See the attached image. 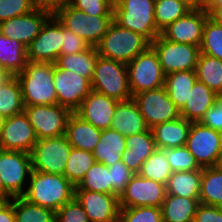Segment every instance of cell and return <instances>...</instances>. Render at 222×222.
<instances>
[{
    "label": "cell",
    "instance_id": "6da1fadb",
    "mask_svg": "<svg viewBox=\"0 0 222 222\" xmlns=\"http://www.w3.org/2000/svg\"><path fill=\"white\" fill-rule=\"evenodd\" d=\"M23 198L57 212L75 196V185L64 175L31 171Z\"/></svg>",
    "mask_w": 222,
    "mask_h": 222
},
{
    "label": "cell",
    "instance_id": "7a4b0ae2",
    "mask_svg": "<svg viewBox=\"0 0 222 222\" xmlns=\"http://www.w3.org/2000/svg\"><path fill=\"white\" fill-rule=\"evenodd\" d=\"M15 77L25 106L57 104L53 63L28 61L24 70Z\"/></svg>",
    "mask_w": 222,
    "mask_h": 222
},
{
    "label": "cell",
    "instance_id": "3957f363",
    "mask_svg": "<svg viewBox=\"0 0 222 222\" xmlns=\"http://www.w3.org/2000/svg\"><path fill=\"white\" fill-rule=\"evenodd\" d=\"M150 43L143 35L123 28L113 21L95 47L99 56L127 65L145 51Z\"/></svg>",
    "mask_w": 222,
    "mask_h": 222
},
{
    "label": "cell",
    "instance_id": "277c9868",
    "mask_svg": "<svg viewBox=\"0 0 222 222\" xmlns=\"http://www.w3.org/2000/svg\"><path fill=\"white\" fill-rule=\"evenodd\" d=\"M154 4L155 0H114L113 21L152 42L160 35L154 18Z\"/></svg>",
    "mask_w": 222,
    "mask_h": 222
},
{
    "label": "cell",
    "instance_id": "5b68a950",
    "mask_svg": "<svg viewBox=\"0 0 222 222\" xmlns=\"http://www.w3.org/2000/svg\"><path fill=\"white\" fill-rule=\"evenodd\" d=\"M91 88L93 91L117 101L132 99L127 65L98 56L94 66Z\"/></svg>",
    "mask_w": 222,
    "mask_h": 222
},
{
    "label": "cell",
    "instance_id": "8992f818",
    "mask_svg": "<svg viewBox=\"0 0 222 222\" xmlns=\"http://www.w3.org/2000/svg\"><path fill=\"white\" fill-rule=\"evenodd\" d=\"M53 15L67 29L81 37L90 46H96L113 22V16H94L72 7L69 3Z\"/></svg>",
    "mask_w": 222,
    "mask_h": 222
},
{
    "label": "cell",
    "instance_id": "52a82bcc",
    "mask_svg": "<svg viewBox=\"0 0 222 222\" xmlns=\"http://www.w3.org/2000/svg\"><path fill=\"white\" fill-rule=\"evenodd\" d=\"M31 171L29 153L0 149V175L4 184L5 200L23 196L26 191L24 185L27 188Z\"/></svg>",
    "mask_w": 222,
    "mask_h": 222
},
{
    "label": "cell",
    "instance_id": "ba28073f",
    "mask_svg": "<svg viewBox=\"0 0 222 222\" xmlns=\"http://www.w3.org/2000/svg\"><path fill=\"white\" fill-rule=\"evenodd\" d=\"M132 97L165 85V74L154 49L149 46L127 64Z\"/></svg>",
    "mask_w": 222,
    "mask_h": 222
},
{
    "label": "cell",
    "instance_id": "9c48e42d",
    "mask_svg": "<svg viewBox=\"0 0 222 222\" xmlns=\"http://www.w3.org/2000/svg\"><path fill=\"white\" fill-rule=\"evenodd\" d=\"M71 149L66 135L39 139L30 153L32 170L64 175Z\"/></svg>",
    "mask_w": 222,
    "mask_h": 222
},
{
    "label": "cell",
    "instance_id": "30bf717a",
    "mask_svg": "<svg viewBox=\"0 0 222 222\" xmlns=\"http://www.w3.org/2000/svg\"><path fill=\"white\" fill-rule=\"evenodd\" d=\"M150 46L156 52L165 75L175 71L196 70L199 46L169 41L161 35Z\"/></svg>",
    "mask_w": 222,
    "mask_h": 222
},
{
    "label": "cell",
    "instance_id": "8fae6325",
    "mask_svg": "<svg viewBox=\"0 0 222 222\" xmlns=\"http://www.w3.org/2000/svg\"><path fill=\"white\" fill-rule=\"evenodd\" d=\"M149 129L181 117L180 109L168 96L165 86L132 97Z\"/></svg>",
    "mask_w": 222,
    "mask_h": 222
},
{
    "label": "cell",
    "instance_id": "7c38bea8",
    "mask_svg": "<svg viewBox=\"0 0 222 222\" xmlns=\"http://www.w3.org/2000/svg\"><path fill=\"white\" fill-rule=\"evenodd\" d=\"M24 112L38 140L65 135L72 114L71 110L59 104L25 106Z\"/></svg>",
    "mask_w": 222,
    "mask_h": 222
},
{
    "label": "cell",
    "instance_id": "4fadbf2b",
    "mask_svg": "<svg viewBox=\"0 0 222 222\" xmlns=\"http://www.w3.org/2000/svg\"><path fill=\"white\" fill-rule=\"evenodd\" d=\"M185 146L201 168L214 167L222 152V132L192 122Z\"/></svg>",
    "mask_w": 222,
    "mask_h": 222
},
{
    "label": "cell",
    "instance_id": "5bb4252c",
    "mask_svg": "<svg viewBox=\"0 0 222 222\" xmlns=\"http://www.w3.org/2000/svg\"><path fill=\"white\" fill-rule=\"evenodd\" d=\"M53 80L57 104L75 112L92 91L91 82L81 75L53 64Z\"/></svg>",
    "mask_w": 222,
    "mask_h": 222
},
{
    "label": "cell",
    "instance_id": "9a60e30c",
    "mask_svg": "<svg viewBox=\"0 0 222 222\" xmlns=\"http://www.w3.org/2000/svg\"><path fill=\"white\" fill-rule=\"evenodd\" d=\"M166 185L135 174L119 196L120 208L150 206L161 208Z\"/></svg>",
    "mask_w": 222,
    "mask_h": 222
},
{
    "label": "cell",
    "instance_id": "2e32d148",
    "mask_svg": "<svg viewBox=\"0 0 222 222\" xmlns=\"http://www.w3.org/2000/svg\"><path fill=\"white\" fill-rule=\"evenodd\" d=\"M62 24L52 15L43 25L40 33L26 47L27 59L32 62L55 64L61 55Z\"/></svg>",
    "mask_w": 222,
    "mask_h": 222
},
{
    "label": "cell",
    "instance_id": "e0dca14e",
    "mask_svg": "<svg viewBox=\"0 0 222 222\" xmlns=\"http://www.w3.org/2000/svg\"><path fill=\"white\" fill-rule=\"evenodd\" d=\"M38 139L34 128L23 111L6 117L0 132V149L31 153Z\"/></svg>",
    "mask_w": 222,
    "mask_h": 222
},
{
    "label": "cell",
    "instance_id": "ac0fdd59",
    "mask_svg": "<svg viewBox=\"0 0 222 222\" xmlns=\"http://www.w3.org/2000/svg\"><path fill=\"white\" fill-rule=\"evenodd\" d=\"M208 17V13L202 7L193 8L163 29L160 35L169 41L200 46Z\"/></svg>",
    "mask_w": 222,
    "mask_h": 222
},
{
    "label": "cell",
    "instance_id": "d6986e66",
    "mask_svg": "<svg viewBox=\"0 0 222 222\" xmlns=\"http://www.w3.org/2000/svg\"><path fill=\"white\" fill-rule=\"evenodd\" d=\"M52 15L48 10L35 8L30 13L1 22L0 33L27 47Z\"/></svg>",
    "mask_w": 222,
    "mask_h": 222
},
{
    "label": "cell",
    "instance_id": "ffe728a7",
    "mask_svg": "<svg viewBox=\"0 0 222 222\" xmlns=\"http://www.w3.org/2000/svg\"><path fill=\"white\" fill-rule=\"evenodd\" d=\"M74 197L84 208L89 222H118L119 196L90 190H75Z\"/></svg>",
    "mask_w": 222,
    "mask_h": 222
},
{
    "label": "cell",
    "instance_id": "44dd1931",
    "mask_svg": "<svg viewBox=\"0 0 222 222\" xmlns=\"http://www.w3.org/2000/svg\"><path fill=\"white\" fill-rule=\"evenodd\" d=\"M119 101L91 91L75 113L100 130L111 128V122Z\"/></svg>",
    "mask_w": 222,
    "mask_h": 222
},
{
    "label": "cell",
    "instance_id": "7402d4cb",
    "mask_svg": "<svg viewBox=\"0 0 222 222\" xmlns=\"http://www.w3.org/2000/svg\"><path fill=\"white\" fill-rule=\"evenodd\" d=\"M125 145L121 160L135 174L139 173L142 163L157 149L151 129L127 136Z\"/></svg>",
    "mask_w": 222,
    "mask_h": 222
},
{
    "label": "cell",
    "instance_id": "603a6c76",
    "mask_svg": "<svg viewBox=\"0 0 222 222\" xmlns=\"http://www.w3.org/2000/svg\"><path fill=\"white\" fill-rule=\"evenodd\" d=\"M111 129L117 130L121 135L127 137L142 133L149 128L136 102L129 99L118 102L111 122Z\"/></svg>",
    "mask_w": 222,
    "mask_h": 222
},
{
    "label": "cell",
    "instance_id": "cb8c5ba5",
    "mask_svg": "<svg viewBox=\"0 0 222 222\" xmlns=\"http://www.w3.org/2000/svg\"><path fill=\"white\" fill-rule=\"evenodd\" d=\"M65 135L72 148L92 152L100 140L101 130L72 112Z\"/></svg>",
    "mask_w": 222,
    "mask_h": 222
},
{
    "label": "cell",
    "instance_id": "d4e9b609",
    "mask_svg": "<svg viewBox=\"0 0 222 222\" xmlns=\"http://www.w3.org/2000/svg\"><path fill=\"white\" fill-rule=\"evenodd\" d=\"M218 98L219 96L207 85L196 80L185 105L180 109V115L188 121L199 122Z\"/></svg>",
    "mask_w": 222,
    "mask_h": 222
},
{
    "label": "cell",
    "instance_id": "484cf974",
    "mask_svg": "<svg viewBox=\"0 0 222 222\" xmlns=\"http://www.w3.org/2000/svg\"><path fill=\"white\" fill-rule=\"evenodd\" d=\"M191 123V121L180 117L151 128L156 147L158 149H166L186 145Z\"/></svg>",
    "mask_w": 222,
    "mask_h": 222
},
{
    "label": "cell",
    "instance_id": "4316f807",
    "mask_svg": "<svg viewBox=\"0 0 222 222\" xmlns=\"http://www.w3.org/2000/svg\"><path fill=\"white\" fill-rule=\"evenodd\" d=\"M126 137L117 130L108 128L101 130V137L92 155L95 161L111 166L115 162L121 161L122 153L126 150Z\"/></svg>",
    "mask_w": 222,
    "mask_h": 222
},
{
    "label": "cell",
    "instance_id": "83f0119b",
    "mask_svg": "<svg viewBox=\"0 0 222 222\" xmlns=\"http://www.w3.org/2000/svg\"><path fill=\"white\" fill-rule=\"evenodd\" d=\"M27 48L0 33V67L10 76L21 73L27 65Z\"/></svg>",
    "mask_w": 222,
    "mask_h": 222
},
{
    "label": "cell",
    "instance_id": "f1b7e54d",
    "mask_svg": "<svg viewBox=\"0 0 222 222\" xmlns=\"http://www.w3.org/2000/svg\"><path fill=\"white\" fill-rule=\"evenodd\" d=\"M199 198H187L166 194L162 203L163 222H194Z\"/></svg>",
    "mask_w": 222,
    "mask_h": 222
},
{
    "label": "cell",
    "instance_id": "f546056e",
    "mask_svg": "<svg viewBox=\"0 0 222 222\" xmlns=\"http://www.w3.org/2000/svg\"><path fill=\"white\" fill-rule=\"evenodd\" d=\"M202 170L173 172L166 184V194L199 198Z\"/></svg>",
    "mask_w": 222,
    "mask_h": 222
},
{
    "label": "cell",
    "instance_id": "4dcf8cb0",
    "mask_svg": "<svg viewBox=\"0 0 222 222\" xmlns=\"http://www.w3.org/2000/svg\"><path fill=\"white\" fill-rule=\"evenodd\" d=\"M197 80L195 70L175 71L165 75V88L168 96L181 109Z\"/></svg>",
    "mask_w": 222,
    "mask_h": 222
},
{
    "label": "cell",
    "instance_id": "1f68e13d",
    "mask_svg": "<svg viewBox=\"0 0 222 222\" xmlns=\"http://www.w3.org/2000/svg\"><path fill=\"white\" fill-rule=\"evenodd\" d=\"M98 56L96 47L89 46L85 51L77 54L60 55L55 64L59 68L75 72L91 82Z\"/></svg>",
    "mask_w": 222,
    "mask_h": 222
},
{
    "label": "cell",
    "instance_id": "d6a6232c",
    "mask_svg": "<svg viewBox=\"0 0 222 222\" xmlns=\"http://www.w3.org/2000/svg\"><path fill=\"white\" fill-rule=\"evenodd\" d=\"M195 71L198 81L222 97V60L200 53Z\"/></svg>",
    "mask_w": 222,
    "mask_h": 222
},
{
    "label": "cell",
    "instance_id": "836d02e7",
    "mask_svg": "<svg viewBox=\"0 0 222 222\" xmlns=\"http://www.w3.org/2000/svg\"><path fill=\"white\" fill-rule=\"evenodd\" d=\"M199 201L202 204L222 207V172L215 166L202 168Z\"/></svg>",
    "mask_w": 222,
    "mask_h": 222
},
{
    "label": "cell",
    "instance_id": "e575fe53",
    "mask_svg": "<svg viewBox=\"0 0 222 222\" xmlns=\"http://www.w3.org/2000/svg\"><path fill=\"white\" fill-rule=\"evenodd\" d=\"M25 105L19 81L10 76L0 86V113L10 117L24 111Z\"/></svg>",
    "mask_w": 222,
    "mask_h": 222
},
{
    "label": "cell",
    "instance_id": "d590c367",
    "mask_svg": "<svg viewBox=\"0 0 222 222\" xmlns=\"http://www.w3.org/2000/svg\"><path fill=\"white\" fill-rule=\"evenodd\" d=\"M191 10L187 3L178 0H155L154 18L157 30L161 32Z\"/></svg>",
    "mask_w": 222,
    "mask_h": 222
},
{
    "label": "cell",
    "instance_id": "8d00e7d4",
    "mask_svg": "<svg viewBox=\"0 0 222 222\" xmlns=\"http://www.w3.org/2000/svg\"><path fill=\"white\" fill-rule=\"evenodd\" d=\"M173 173L170 164L165 156V149H156L152 155L142 163L139 175L146 179L167 184L169 177Z\"/></svg>",
    "mask_w": 222,
    "mask_h": 222
},
{
    "label": "cell",
    "instance_id": "74e56055",
    "mask_svg": "<svg viewBox=\"0 0 222 222\" xmlns=\"http://www.w3.org/2000/svg\"><path fill=\"white\" fill-rule=\"evenodd\" d=\"M75 190H90L111 194L110 172L103 163L95 162L88 169L83 179L75 186Z\"/></svg>",
    "mask_w": 222,
    "mask_h": 222
},
{
    "label": "cell",
    "instance_id": "f35d334b",
    "mask_svg": "<svg viewBox=\"0 0 222 222\" xmlns=\"http://www.w3.org/2000/svg\"><path fill=\"white\" fill-rule=\"evenodd\" d=\"M15 222H55V212L21 197L14 198Z\"/></svg>",
    "mask_w": 222,
    "mask_h": 222
},
{
    "label": "cell",
    "instance_id": "ab89813d",
    "mask_svg": "<svg viewBox=\"0 0 222 222\" xmlns=\"http://www.w3.org/2000/svg\"><path fill=\"white\" fill-rule=\"evenodd\" d=\"M95 162L92 152L72 148L64 176L76 186Z\"/></svg>",
    "mask_w": 222,
    "mask_h": 222
},
{
    "label": "cell",
    "instance_id": "60d3db41",
    "mask_svg": "<svg viewBox=\"0 0 222 222\" xmlns=\"http://www.w3.org/2000/svg\"><path fill=\"white\" fill-rule=\"evenodd\" d=\"M200 53L222 60V25L209 17L206 19Z\"/></svg>",
    "mask_w": 222,
    "mask_h": 222
},
{
    "label": "cell",
    "instance_id": "b9f144b4",
    "mask_svg": "<svg viewBox=\"0 0 222 222\" xmlns=\"http://www.w3.org/2000/svg\"><path fill=\"white\" fill-rule=\"evenodd\" d=\"M165 156L173 172L202 170L194 155L184 146L166 148Z\"/></svg>",
    "mask_w": 222,
    "mask_h": 222
},
{
    "label": "cell",
    "instance_id": "7bdbcfd3",
    "mask_svg": "<svg viewBox=\"0 0 222 222\" xmlns=\"http://www.w3.org/2000/svg\"><path fill=\"white\" fill-rule=\"evenodd\" d=\"M118 222H163L159 207L120 208Z\"/></svg>",
    "mask_w": 222,
    "mask_h": 222
},
{
    "label": "cell",
    "instance_id": "ee69618b",
    "mask_svg": "<svg viewBox=\"0 0 222 222\" xmlns=\"http://www.w3.org/2000/svg\"><path fill=\"white\" fill-rule=\"evenodd\" d=\"M108 171L110 172L111 194L120 196L135 173L122 160L108 166Z\"/></svg>",
    "mask_w": 222,
    "mask_h": 222
},
{
    "label": "cell",
    "instance_id": "f6af8a7d",
    "mask_svg": "<svg viewBox=\"0 0 222 222\" xmlns=\"http://www.w3.org/2000/svg\"><path fill=\"white\" fill-rule=\"evenodd\" d=\"M69 4L88 15L113 16L114 0H70Z\"/></svg>",
    "mask_w": 222,
    "mask_h": 222
},
{
    "label": "cell",
    "instance_id": "bcb514c9",
    "mask_svg": "<svg viewBox=\"0 0 222 222\" xmlns=\"http://www.w3.org/2000/svg\"><path fill=\"white\" fill-rule=\"evenodd\" d=\"M35 8L32 0H0V23L30 13Z\"/></svg>",
    "mask_w": 222,
    "mask_h": 222
},
{
    "label": "cell",
    "instance_id": "7dc6e473",
    "mask_svg": "<svg viewBox=\"0 0 222 222\" xmlns=\"http://www.w3.org/2000/svg\"><path fill=\"white\" fill-rule=\"evenodd\" d=\"M55 222H89L84 208L74 197L55 212Z\"/></svg>",
    "mask_w": 222,
    "mask_h": 222
},
{
    "label": "cell",
    "instance_id": "c3c4849f",
    "mask_svg": "<svg viewBox=\"0 0 222 222\" xmlns=\"http://www.w3.org/2000/svg\"><path fill=\"white\" fill-rule=\"evenodd\" d=\"M89 46L81 37L62 25L61 55L77 54L85 51Z\"/></svg>",
    "mask_w": 222,
    "mask_h": 222
},
{
    "label": "cell",
    "instance_id": "681fc988",
    "mask_svg": "<svg viewBox=\"0 0 222 222\" xmlns=\"http://www.w3.org/2000/svg\"><path fill=\"white\" fill-rule=\"evenodd\" d=\"M199 122L213 130L222 132V97L215 101V104L205 112Z\"/></svg>",
    "mask_w": 222,
    "mask_h": 222
},
{
    "label": "cell",
    "instance_id": "f907efd6",
    "mask_svg": "<svg viewBox=\"0 0 222 222\" xmlns=\"http://www.w3.org/2000/svg\"><path fill=\"white\" fill-rule=\"evenodd\" d=\"M194 222H222V207L200 203L195 213Z\"/></svg>",
    "mask_w": 222,
    "mask_h": 222
},
{
    "label": "cell",
    "instance_id": "816d5d0a",
    "mask_svg": "<svg viewBox=\"0 0 222 222\" xmlns=\"http://www.w3.org/2000/svg\"><path fill=\"white\" fill-rule=\"evenodd\" d=\"M34 6L54 13L57 9L67 5L70 0H32Z\"/></svg>",
    "mask_w": 222,
    "mask_h": 222
},
{
    "label": "cell",
    "instance_id": "f5cc1de1",
    "mask_svg": "<svg viewBox=\"0 0 222 222\" xmlns=\"http://www.w3.org/2000/svg\"><path fill=\"white\" fill-rule=\"evenodd\" d=\"M0 222H15L14 198L0 205Z\"/></svg>",
    "mask_w": 222,
    "mask_h": 222
},
{
    "label": "cell",
    "instance_id": "db71d44e",
    "mask_svg": "<svg viewBox=\"0 0 222 222\" xmlns=\"http://www.w3.org/2000/svg\"><path fill=\"white\" fill-rule=\"evenodd\" d=\"M207 13L210 19L222 25V5L221 6H201Z\"/></svg>",
    "mask_w": 222,
    "mask_h": 222
},
{
    "label": "cell",
    "instance_id": "11a10c76",
    "mask_svg": "<svg viewBox=\"0 0 222 222\" xmlns=\"http://www.w3.org/2000/svg\"><path fill=\"white\" fill-rule=\"evenodd\" d=\"M187 3L192 9L201 7L204 0H178Z\"/></svg>",
    "mask_w": 222,
    "mask_h": 222
},
{
    "label": "cell",
    "instance_id": "9f6ffc18",
    "mask_svg": "<svg viewBox=\"0 0 222 222\" xmlns=\"http://www.w3.org/2000/svg\"><path fill=\"white\" fill-rule=\"evenodd\" d=\"M222 0H204L202 6H221Z\"/></svg>",
    "mask_w": 222,
    "mask_h": 222
},
{
    "label": "cell",
    "instance_id": "6f0895ef",
    "mask_svg": "<svg viewBox=\"0 0 222 222\" xmlns=\"http://www.w3.org/2000/svg\"><path fill=\"white\" fill-rule=\"evenodd\" d=\"M10 77V75L5 72L1 67H0V86Z\"/></svg>",
    "mask_w": 222,
    "mask_h": 222
},
{
    "label": "cell",
    "instance_id": "680465c9",
    "mask_svg": "<svg viewBox=\"0 0 222 222\" xmlns=\"http://www.w3.org/2000/svg\"><path fill=\"white\" fill-rule=\"evenodd\" d=\"M215 167H216L220 172H222V152H221V154L219 155V157H218V159H217V162H216Z\"/></svg>",
    "mask_w": 222,
    "mask_h": 222
},
{
    "label": "cell",
    "instance_id": "91938a15",
    "mask_svg": "<svg viewBox=\"0 0 222 222\" xmlns=\"http://www.w3.org/2000/svg\"><path fill=\"white\" fill-rule=\"evenodd\" d=\"M0 196H2L4 198V184L1 179V175H0Z\"/></svg>",
    "mask_w": 222,
    "mask_h": 222
},
{
    "label": "cell",
    "instance_id": "94428289",
    "mask_svg": "<svg viewBox=\"0 0 222 222\" xmlns=\"http://www.w3.org/2000/svg\"><path fill=\"white\" fill-rule=\"evenodd\" d=\"M5 119H6V117L0 113V132H1V129L4 125V123H5Z\"/></svg>",
    "mask_w": 222,
    "mask_h": 222
},
{
    "label": "cell",
    "instance_id": "6125c7cd",
    "mask_svg": "<svg viewBox=\"0 0 222 222\" xmlns=\"http://www.w3.org/2000/svg\"><path fill=\"white\" fill-rule=\"evenodd\" d=\"M6 200L2 197V196H0V205L2 204V203H4Z\"/></svg>",
    "mask_w": 222,
    "mask_h": 222
}]
</instances>
